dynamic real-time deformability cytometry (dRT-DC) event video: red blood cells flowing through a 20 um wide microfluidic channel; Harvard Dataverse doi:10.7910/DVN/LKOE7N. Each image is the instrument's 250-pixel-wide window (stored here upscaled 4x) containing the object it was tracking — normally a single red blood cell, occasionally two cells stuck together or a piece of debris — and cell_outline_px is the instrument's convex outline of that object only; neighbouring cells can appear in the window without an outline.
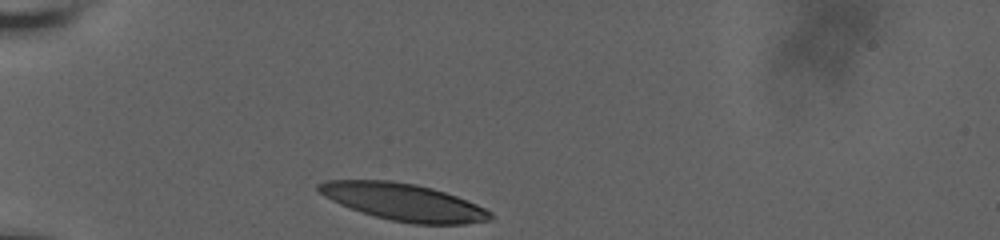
{"species": "human", "species_latin": "Homo sapiens", "temperature_condition": "room temperature", "stored_images_in_passage": 22, "camera_frame_rate_fps": 3000, "um_per_image_px": 0.085, "donor": {"sex": "male"}, "frame": {"image": 1, "passage_image": 1, "time_ms": 0.0, "image_size_px": [1000, 240], "cell_outline_px": [[492, 220], [464, 224], [412, 224], [392, 220], [376, 216], [340, 204], [324, 196], [316, 188], [316, 184], [324, 180], [392, 180], [416, 184], [432, 188], [456, 196], [476, 204], [492, 212]], "centroid_in_image_um": [34.3, 17.16], "position_along_channel_um": 50.7, "area_um2": 36.93}}
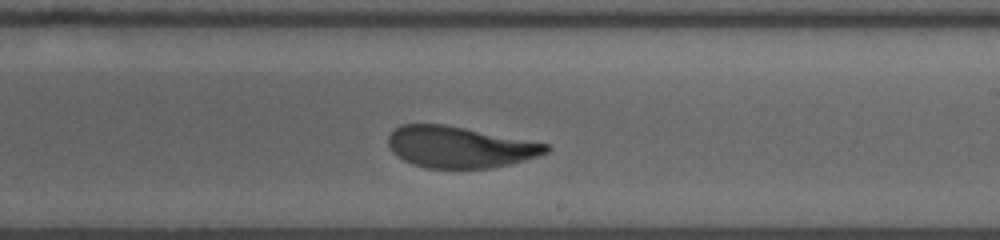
{"frame": {"image": 2, "passage_image": 12, "time_ms": 6.333, "image_size_px": [1000, 240], "cell_outline_px": [[552, 148], [548, 152], [512, 164], [492, 168], [428, 168], [412, 164], [396, 156], [392, 152], [388, 144], [388, 136], [400, 124], [444, 124], [548, 144]], "centroid_in_image_um": [39.05, 12.5], "position_along_channel_um": 250.0, "area_um2": 37.92}}
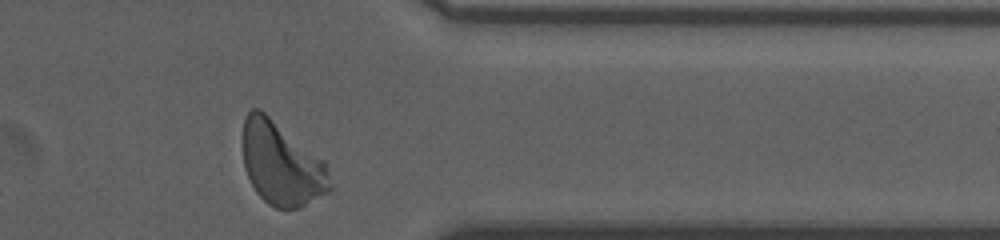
{"frame": {"image": 3, "passage_image": 22, "time_ms": 10.333, "image_size_px": [1000, 240], "cell_outline_px": [[332, 188], [328, 192], [300, 208], [276, 208], [268, 204], [256, 192], [248, 176], [244, 164], [244, 120], [248, 112], [252, 108], [260, 108], [324, 160], [332, 184]], "centroid_in_image_um": [23.95, 13.93], "position_along_channel_um": 387.5, "area_um2": 41.96}, "authors_computed_cell_mechanics": {"area_um2": 39.0728, "velocity_mm_per_s": 3.6058, "shape_relaxation_time_tau1_ms": 5.7692, "shape_relaxation_time_tau2_ms": 0.8865, "deformation_change_tau1": 0.2166, "deformation_change_tau2": 0.0736}}